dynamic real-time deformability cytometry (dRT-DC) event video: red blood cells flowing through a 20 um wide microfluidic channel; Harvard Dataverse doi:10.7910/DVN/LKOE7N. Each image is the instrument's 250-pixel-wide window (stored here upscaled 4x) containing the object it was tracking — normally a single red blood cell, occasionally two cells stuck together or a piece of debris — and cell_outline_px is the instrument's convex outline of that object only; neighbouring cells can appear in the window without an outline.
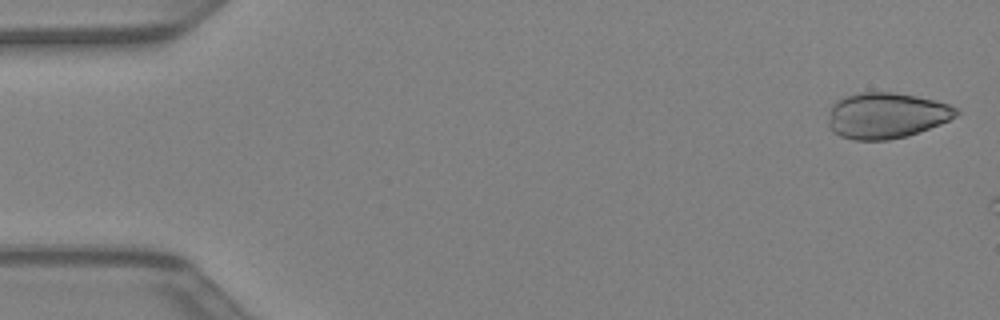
{"species": "Egyptian fruit bat (a non-hibernating species)", "species_latin": "Rousettus aegyptiacus", "temperature_condition": "warm", "stored_images_in_passage": 9, "camera_frame_rate_fps": 3000, "um_per_image_px": 0.085, "animal": {"sex": "female"}, "frame": {"image": 1, "passage_image": 1, "time_ms": 0.0, "image_size_px": [1000, 320], "cell_outline_px": [[960, 112], [956, 116], [940, 124], [908, 136], [888, 140], [856, 140], [840, 136], [832, 132], [828, 128], [828, 120], [832, 104], [836, 100], [860, 92], [892, 92], [916, 96], [948, 104], [960, 108]], "centroid_in_image_um": [75.33, 9.82], "position_along_channel_um": 9.7, "area_um2": 34.28}}